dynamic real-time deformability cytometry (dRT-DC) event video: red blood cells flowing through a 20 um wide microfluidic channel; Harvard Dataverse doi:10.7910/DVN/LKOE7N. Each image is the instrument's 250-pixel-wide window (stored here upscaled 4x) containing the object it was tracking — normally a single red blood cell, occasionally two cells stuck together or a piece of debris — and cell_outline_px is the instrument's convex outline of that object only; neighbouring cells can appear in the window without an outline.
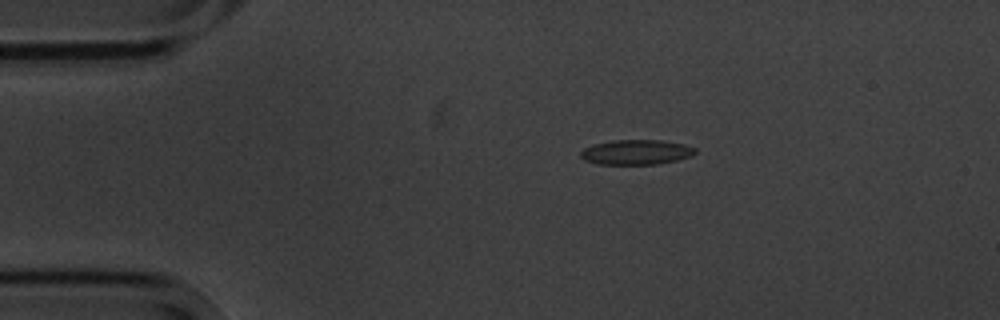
{"species": "common noctule bat (a hibernating species)", "species_latin": "Nyctalus noctula", "temperature_condition": "cold", "stored_images_in_passage": 4, "camera_frame_rate_fps": 3000, "um_per_image_px": 0.085, "animal": {"sex": "male", "body_mass_g": 20.1, "forearm_length_mm": 53.5}, "frame": {"image": 1, "passage_image": 3, "time_ms": 2.333, "image_size_px": [1000, 320], "cell_outline_px": [[696, 152], [692, 156], [676, 160], [656, 164], [596, 164], [584, 160], [580, 156], [580, 152], [584, 148], [592, 144], [612, 140], [660, 140], [684, 144], [696, 148]], "centroid_in_image_um": [54.05, 12.93], "position_along_channel_um": 30.9, "area_um2": 16.7}}